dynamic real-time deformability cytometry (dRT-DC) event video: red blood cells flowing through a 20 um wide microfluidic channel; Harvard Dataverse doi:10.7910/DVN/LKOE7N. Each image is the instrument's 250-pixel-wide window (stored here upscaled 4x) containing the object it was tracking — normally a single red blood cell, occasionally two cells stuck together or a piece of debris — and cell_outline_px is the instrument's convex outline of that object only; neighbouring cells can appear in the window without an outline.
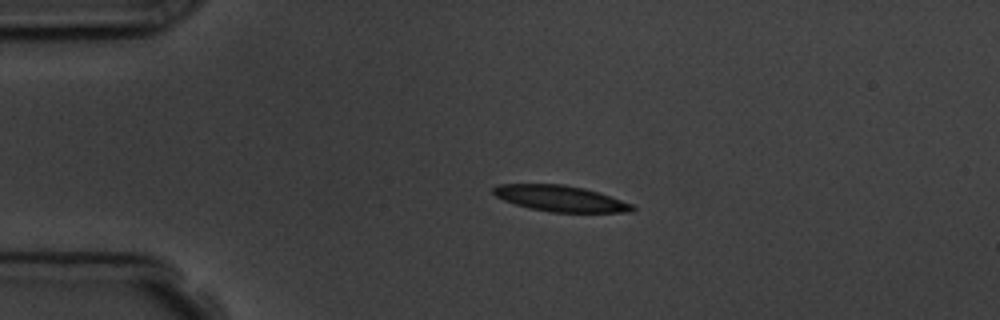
{"species": "common noctule bat (a hibernating species)", "species_latin": "Nyctalus noctula", "temperature_condition": "room temperature", "stored_images_in_passage": 3, "camera_frame_rate_fps": 3000, "um_per_image_px": 0.085, "animal": {"sex": "male", "body_mass_g": 19.5, "forearm_length_mm": 54.6}, "frame": {"image": 1, "passage_image": 2, "time_ms": 2.0, "image_size_px": [1000, 320], "cell_outline_px": [[636, 208], [632, 212], [552, 212], [528, 208], [504, 200], [496, 196], [492, 192], [492, 188], [500, 184], [564, 184], [584, 188], [600, 192], [636, 204]], "centroid_in_image_um": [47.71, 16.87], "position_along_channel_um": 37.3, "area_um2": 21.27}}